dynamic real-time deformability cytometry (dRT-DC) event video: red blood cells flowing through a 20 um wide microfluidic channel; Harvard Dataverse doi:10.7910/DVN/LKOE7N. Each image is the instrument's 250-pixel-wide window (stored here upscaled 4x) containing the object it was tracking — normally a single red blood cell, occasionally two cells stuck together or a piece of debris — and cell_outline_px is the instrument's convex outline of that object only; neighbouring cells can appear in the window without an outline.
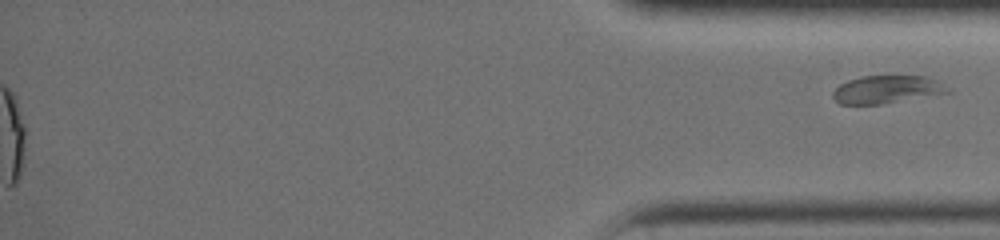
{"species": "common noctule bat (a hibernating species)", "species_latin": "Nyctalus noctula", "temperature_condition": "warm", "stored_images_in_passage": 25, "segment_of_instrument_passage": [2, 2], "camera_frame_rate_fps": 3000, "um_per_image_px": 0.085, "animal": {"sex": "female", "body_mass_g": 19.0, "forearm_length_mm": 51.5}, "frame": {"image": 1, "passage_image": 25, "time_ms": 8.0, "image_size_px": [1000, 240], "cell_outline_px": [[952, 92], [880, 104], [840, 104], [832, 96], [832, 92], [840, 84], [848, 80], [860, 76], [932, 76], [940, 80]], "centroid_in_image_um": [75.41, 7.59], "position_along_channel_um": 359.8, "area_um2": 18.73}}